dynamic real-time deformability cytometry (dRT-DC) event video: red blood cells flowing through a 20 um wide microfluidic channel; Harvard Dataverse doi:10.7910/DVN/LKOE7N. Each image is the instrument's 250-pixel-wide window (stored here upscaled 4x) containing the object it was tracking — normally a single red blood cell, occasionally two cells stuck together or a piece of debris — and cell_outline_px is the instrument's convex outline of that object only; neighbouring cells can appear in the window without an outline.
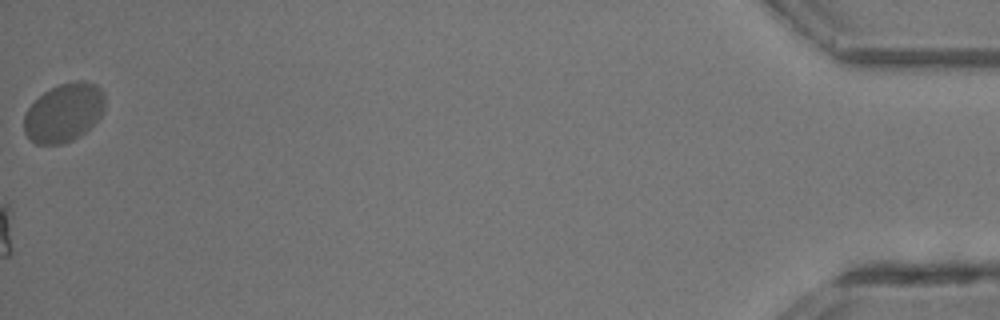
{"species": "common noctule bat (a hibernating species)", "species_latin": "Nyctalus noctula", "temperature_condition": "room temperature", "stored_images_in_passage": 37, "camera_frame_rate_fps": 3000, "um_per_image_px": 0.085, "animal": {"sex": "male", "body_mass_g": 13.3}, "frame": {"image": 1, "passage_image": 37, "time_ms": 12.0, "image_size_px": [1000, 320], "cell_outline_px": [[104, 108], [100, 116], [84, 132], [72, 140], [60, 144], [36, 144], [24, 132], [24, 116], [28, 108], [44, 92], [60, 84], [80, 80], [96, 84], [100, 88], [104, 96]], "centroid_in_image_um": [5.42, 9.57], "position_along_channel_um": 429.8, "area_um2": 27.17}}